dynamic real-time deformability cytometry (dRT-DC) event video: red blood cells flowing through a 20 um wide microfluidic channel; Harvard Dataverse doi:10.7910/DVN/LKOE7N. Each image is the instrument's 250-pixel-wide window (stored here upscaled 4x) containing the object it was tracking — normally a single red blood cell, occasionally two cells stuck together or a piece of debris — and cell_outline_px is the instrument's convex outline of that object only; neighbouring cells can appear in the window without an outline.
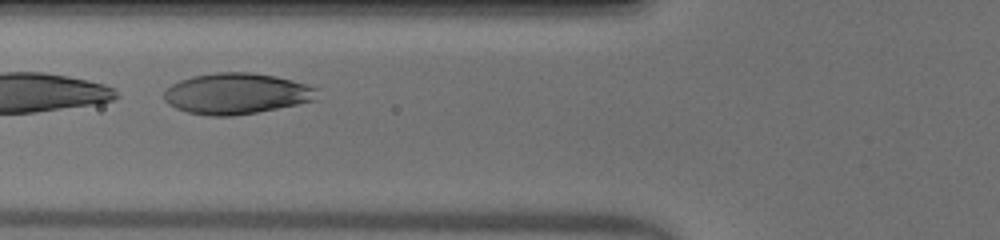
{"species": "human", "species_latin": "Homo sapiens", "temperature_condition": "warm", "stored_images_in_passage": 14, "segment_of_instrument_passage": [2, 2], "camera_frame_rate_fps": 3000, "um_per_image_px": 0.085, "donor": {"sex": "male"}, "frame": {"image": 1, "passage_image": 11, "time_ms": 3.333, "image_size_px": [1000, 240], "cell_outline_px": [[316, 100], [256, 112], [232, 116], [212, 116], [188, 112], [176, 108], [168, 104], [164, 100], [164, 92], [172, 84], [180, 80], [192, 76], [216, 72], [252, 72], [276, 76], [292, 80], [316, 88]], "centroid_in_image_um": [20.06, 7.95], "position_along_channel_um": 105.7, "area_um2": 36.3}}